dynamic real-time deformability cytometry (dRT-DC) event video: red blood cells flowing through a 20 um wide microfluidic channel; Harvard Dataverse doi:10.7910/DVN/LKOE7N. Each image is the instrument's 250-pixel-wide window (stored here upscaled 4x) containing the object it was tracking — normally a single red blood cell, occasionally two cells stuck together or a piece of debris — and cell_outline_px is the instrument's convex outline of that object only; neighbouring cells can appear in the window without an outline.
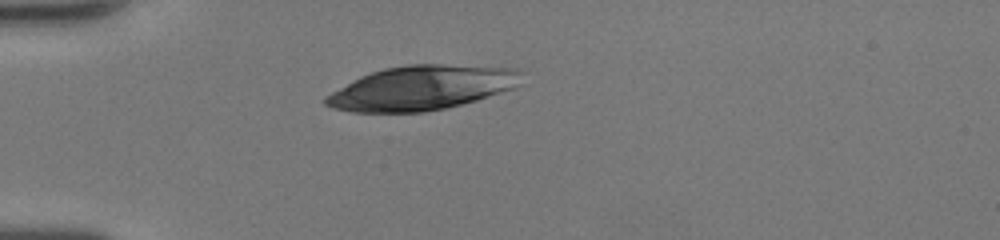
{"species": "human", "species_latin": "Homo sapiens", "temperature_condition": "room temperature", "stored_images_in_passage": 35, "camera_frame_rate_fps": 3000, "um_per_image_px": 0.085, "donor": {"sex": "female"}, "frame": {"image": 1, "passage_image": 1, "time_ms": 0.0, "image_size_px": [1000, 240], "cell_outline_px": [[524, 84], [516, 88], [476, 100], [448, 108], [424, 112], [352, 112], [332, 108], [324, 104], [324, 96], [360, 76], [384, 68], [408, 64], [440, 64], [516, 68], [520, 72]], "centroid_in_image_um": [35.87, 7.47], "position_along_channel_um": 49.1, "area_um2": 50.92}}
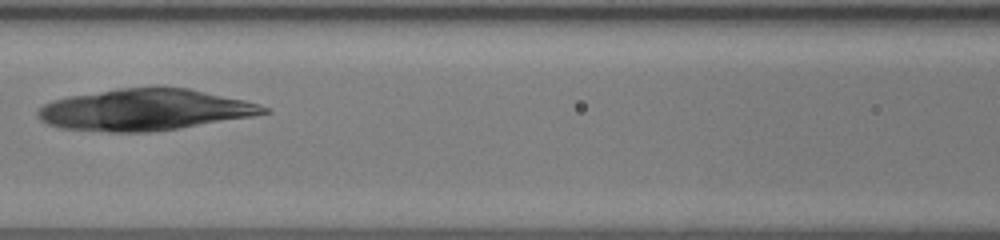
{"frame": {"image": 2, "passage_image": 10, "time_ms": 3.0, "image_size_px": [1000, 240], "cell_outline_px": [[272, 112], [252, 116], [180, 128], [148, 132], [108, 132], [60, 128], [48, 124], [40, 120], [36, 116], [36, 112], [44, 104], [52, 100], [68, 96], [120, 88], [188, 88], [244, 100], [268, 108]], "centroid_in_image_um": [12.25, 9.34], "position_along_channel_um": 154.3, "area_um2": 54.1}}
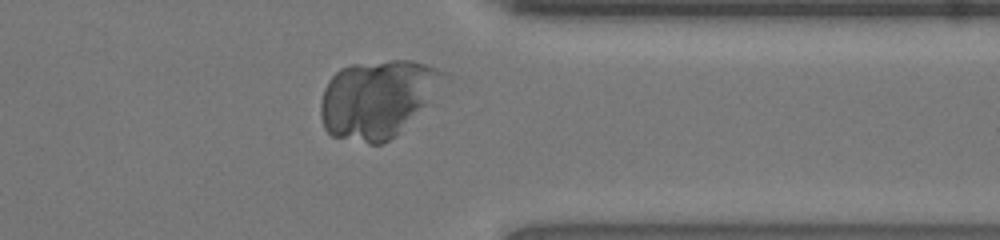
{"frame": {"image": 3, "passage_image": 26, "time_ms": 8.333, "image_size_px": [1000, 240], "cell_outline_px": [[452, 76], [436, 104], [396, 136], [380, 144], [368, 144], [332, 136], [324, 128], [320, 116], [320, 104], [324, 88], [328, 80], [340, 68], [348, 64], [392, 60], [412, 60], [448, 72]], "centroid_in_image_um": [32.25, 8.39], "position_along_channel_um": 379.2, "area_um2": 58.2}}